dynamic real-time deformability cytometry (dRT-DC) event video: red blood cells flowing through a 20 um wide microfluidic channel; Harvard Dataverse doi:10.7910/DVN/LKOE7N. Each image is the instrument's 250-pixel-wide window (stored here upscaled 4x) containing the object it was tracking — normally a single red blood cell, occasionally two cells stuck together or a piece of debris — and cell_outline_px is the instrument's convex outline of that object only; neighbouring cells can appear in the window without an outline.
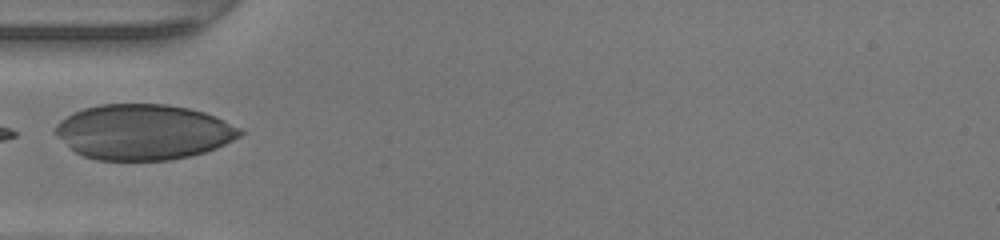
{"species": "human", "species_latin": "Homo sapiens", "temperature_condition": "warm", "stored_images_in_passage": 21, "camera_frame_rate_fps": 3000, "um_per_image_px": 0.085, "donor": {"sex": "female"}, "frame": {"image": 1, "passage_image": 1, "time_ms": 0.0, "image_size_px": [1000, 240], "cell_outline_px": [[244, 132], [240, 136], [216, 148], [192, 156], [168, 160], [96, 160], [84, 156], [76, 152], [56, 136], [52, 132], [56, 124], [60, 120], [84, 108], [100, 104], [168, 104], [188, 108], [204, 112], [244, 128]], "centroid_in_image_um": [12.2, 11.22], "position_along_channel_um": 72.8, "area_um2": 59.71}}